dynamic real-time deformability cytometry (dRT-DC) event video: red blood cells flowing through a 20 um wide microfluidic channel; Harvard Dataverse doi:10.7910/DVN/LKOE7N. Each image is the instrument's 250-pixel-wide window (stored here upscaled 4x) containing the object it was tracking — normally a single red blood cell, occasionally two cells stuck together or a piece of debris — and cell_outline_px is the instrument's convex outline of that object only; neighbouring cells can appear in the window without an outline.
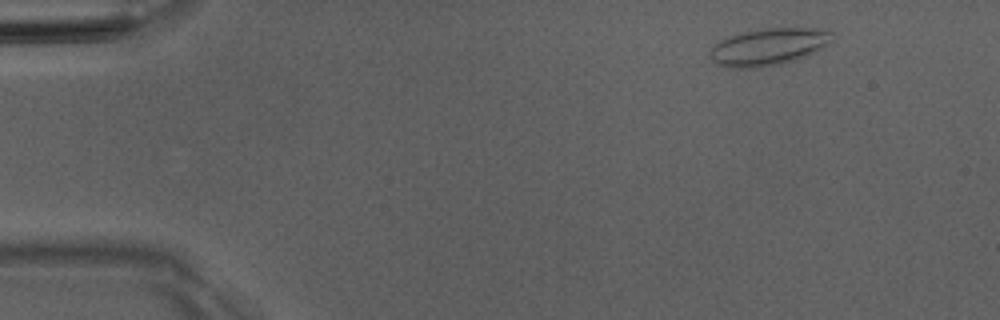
{"species": "Egyptian fruit bat (a non-hibernating species)", "species_latin": "Rousettus aegyptiacus", "temperature_condition": "room temperature", "stored_images_in_passage": 4, "camera_frame_rate_fps": 3000, "um_per_image_px": 0.085, "animal": {"sex": "male"}, "frame": {"image": 1, "passage_image": 1, "time_ms": 0.0, "image_size_px": [1000, 320], "cell_outline_px": [[832, 40], [808, 56], [796, 60], [780, 64], [756, 68], [732, 68], [716, 64], [708, 56], [708, 52], [720, 40], [728, 36], [740, 32], [764, 28], [816, 28], [832, 32]], "centroid_in_image_um": [65.28, 3.98], "position_along_channel_um": 19.7, "area_um2": 26.53}}